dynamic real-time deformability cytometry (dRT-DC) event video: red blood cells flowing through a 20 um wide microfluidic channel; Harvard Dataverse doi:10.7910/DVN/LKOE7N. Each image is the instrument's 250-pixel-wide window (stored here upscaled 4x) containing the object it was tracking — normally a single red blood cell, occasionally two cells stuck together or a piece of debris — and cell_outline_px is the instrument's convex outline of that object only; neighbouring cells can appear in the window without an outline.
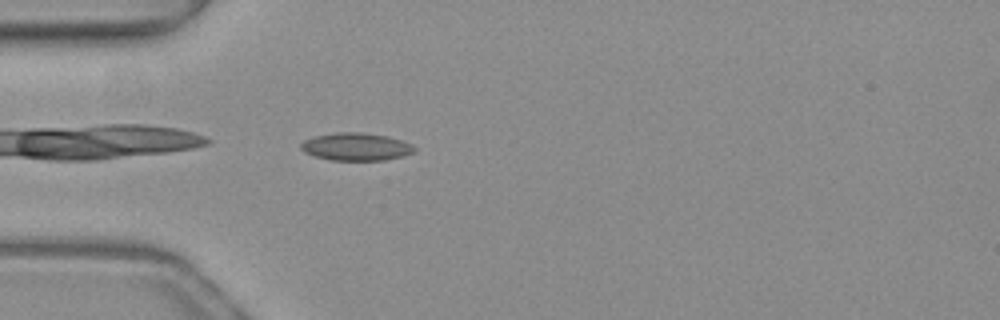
{"species": "common noctule bat (a hibernating species)", "species_latin": "Nyctalus noctula", "temperature_condition": "warm", "stored_images_in_passage": 37, "camera_frame_rate_fps": 3000, "um_per_image_px": 0.085, "animal": {"sex": "female", "body_mass_g": 19.3, "forearm_length_mm": 54.1}, "frame": {"image": 1, "passage_image": 1, "time_ms": 0.0, "image_size_px": [1000, 320], "cell_outline_px": [[416, 152], [404, 156], [384, 160], [332, 160], [316, 156], [304, 152], [300, 148], [300, 144], [304, 140], [316, 136], [336, 132], [360, 132], [388, 136], [412, 144], [416, 148]], "centroid_in_image_um": [30.3, 12.47], "position_along_channel_um": 54.7, "area_um2": 18.32}}
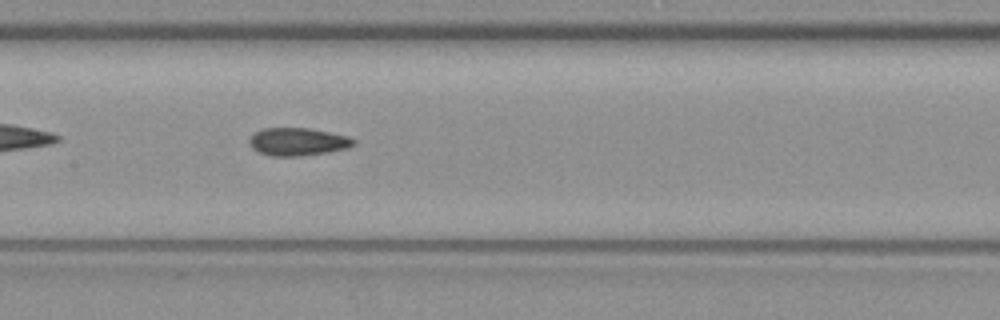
{"frame": {"image": 2, "passage_image": 11, "time_ms": 3.333, "image_size_px": [1000, 320], "cell_outline_px": [[356, 144], [348, 148], [328, 152], [300, 156], [272, 156], [260, 152], [252, 148], [248, 144], [248, 140], [260, 128], [308, 128], [348, 136], [356, 140]], "centroid_in_image_um": [25.31, 12.05], "position_along_channel_um": 182.1, "area_um2": 16.94}}
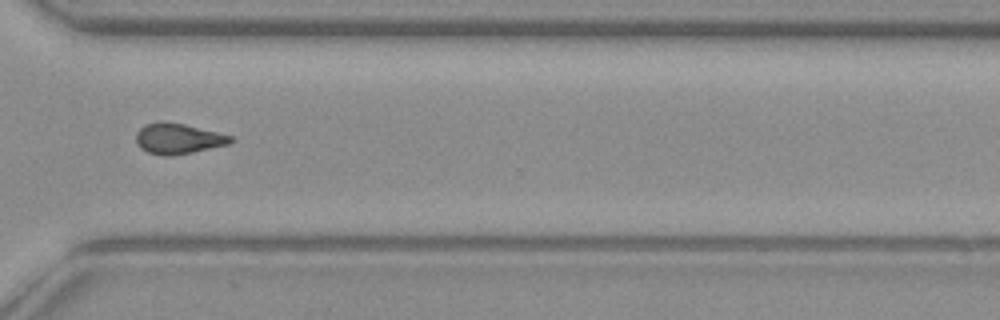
{"frame": {"image": 3, "passage_image": 24, "time_ms": 7.667, "image_size_px": [1000, 320], "cell_outline_px": [[232, 140], [228, 144], [192, 152], [172, 156], [164, 156], [148, 152], [140, 148], [136, 140], [136, 132], [144, 124], [160, 120], [164, 120], [184, 124], [232, 136]], "centroid_in_image_um": [15.08, 11.77], "position_along_channel_um": 355.5, "area_um2": 16.82}, "authors_computed_cell_mechanics": {"area_um2": 16.8198, "velocity_mm_per_s": 4.0079, "shape_relaxation_time_tau1_ms": null, "shape_relaxation_time_tau2_ms": 3.1168, "deformation_change_tau1": null, "deformation_change_tau2": 0.0936}}